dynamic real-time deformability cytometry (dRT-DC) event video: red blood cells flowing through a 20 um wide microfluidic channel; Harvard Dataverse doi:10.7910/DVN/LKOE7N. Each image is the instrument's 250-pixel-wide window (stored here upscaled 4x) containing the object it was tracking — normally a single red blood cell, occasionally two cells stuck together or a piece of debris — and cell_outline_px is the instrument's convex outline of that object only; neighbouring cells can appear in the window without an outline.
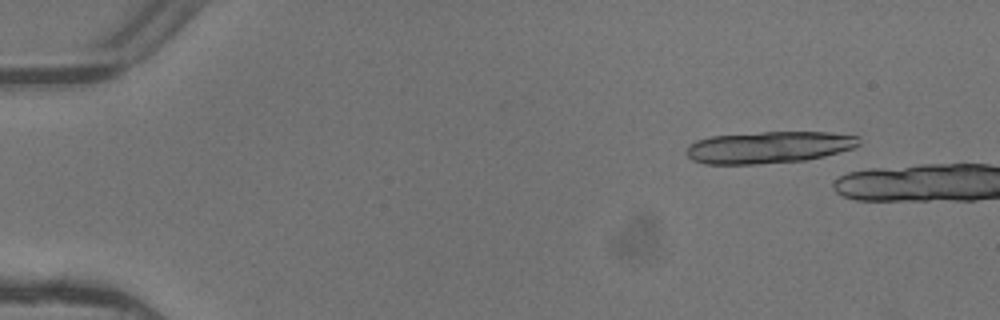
{"species": "common noctule bat (a hibernating species)", "species_latin": "Nyctalus noctula", "temperature_condition": "warm", "stored_images_in_passage": 3, "camera_frame_rate_fps": 3000, "um_per_image_px": 0.085, "animal": {"sex": "female"}, "frame": {"image": 1, "passage_image": 2, "time_ms": 0.333, "image_size_px": [1000, 320], "cell_outline_px": [[860, 144], [852, 148], [824, 156], [804, 160], [760, 164], [704, 164], [692, 160], [684, 152], [688, 144], [696, 140], [712, 136], [760, 132], [828, 132], [860, 136]], "centroid_in_image_um": [65.31, 12.52], "position_along_channel_um": 19.7, "area_um2": 32.19}}